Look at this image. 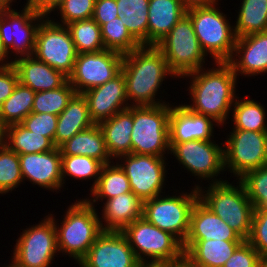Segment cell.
Here are the masks:
<instances>
[{
    "label": "cell",
    "mask_w": 267,
    "mask_h": 267,
    "mask_svg": "<svg viewBox=\"0 0 267 267\" xmlns=\"http://www.w3.org/2000/svg\"><path fill=\"white\" fill-rule=\"evenodd\" d=\"M213 64L211 68L203 67L182 77L191 81L186 91L192 100L183 105L194 113L213 118L222 127L229 123L226 121L239 96L236 94L238 79L228 62Z\"/></svg>",
    "instance_id": "6da1fadb"
},
{
    "label": "cell",
    "mask_w": 267,
    "mask_h": 267,
    "mask_svg": "<svg viewBox=\"0 0 267 267\" xmlns=\"http://www.w3.org/2000/svg\"><path fill=\"white\" fill-rule=\"evenodd\" d=\"M121 71L125 79L129 106H155L170 103L157 97L158 94H163L160 91L162 84H165L163 81L167 80L168 76L176 80L177 77L169 69L167 60L156 46L141 45L125 54Z\"/></svg>",
    "instance_id": "7a4b0ae2"
},
{
    "label": "cell",
    "mask_w": 267,
    "mask_h": 267,
    "mask_svg": "<svg viewBox=\"0 0 267 267\" xmlns=\"http://www.w3.org/2000/svg\"><path fill=\"white\" fill-rule=\"evenodd\" d=\"M67 207L60 224L55 215L50 213L48 216L56 227L59 254L62 253L63 257L66 255L65 257L73 258L75 263H79L103 232L98 215L100 212L85 198H76L74 203Z\"/></svg>",
    "instance_id": "3957f363"
},
{
    "label": "cell",
    "mask_w": 267,
    "mask_h": 267,
    "mask_svg": "<svg viewBox=\"0 0 267 267\" xmlns=\"http://www.w3.org/2000/svg\"><path fill=\"white\" fill-rule=\"evenodd\" d=\"M234 181L236 180L231 183L226 180L221 183L207 184V188L198 187V197L215 215L247 240L255 209L243 184L239 180L236 183Z\"/></svg>",
    "instance_id": "277c9868"
},
{
    "label": "cell",
    "mask_w": 267,
    "mask_h": 267,
    "mask_svg": "<svg viewBox=\"0 0 267 267\" xmlns=\"http://www.w3.org/2000/svg\"><path fill=\"white\" fill-rule=\"evenodd\" d=\"M121 232L142 265L162 266L184 259L182 243L171 233L161 230L143 217Z\"/></svg>",
    "instance_id": "5b68a950"
},
{
    "label": "cell",
    "mask_w": 267,
    "mask_h": 267,
    "mask_svg": "<svg viewBox=\"0 0 267 267\" xmlns=\"http://www.w3.org/2000/svg\"><path fill=\"white\" fill-rule=\"evenodd\" d=\"M219 4L190 8L186 14L205 54L210 55L214 62H227L233 54L237 37L234 25L229 22L231 19L218 8Z\"/></svg>",
    "instance_id": "8992f818"
},
{
    "label": "cell",
    "mask_w": 267,
    "mask_h": 267,
    "mask_svg": "<svg viewBox=\"0 0 267 267\" xmlns=\"http://www.w3.org/2000/svg\"><path fill=\"white\" fill-rule=\"evenodd\" d=\"M170 110V103L155 106H133L131 153L156 157L169 156Z\"/></svg>",
    "instance_id": "52a82bcc"
},
{
    "label": "cell",
    "mask_w": 267,
    "mask_h": 267,
    "mask_svg": "<svg viewBox=\"0 0 267 267\" xmlns=\"http://www.w3.org/2000/svg\"><path fill=\"white\" fill-rule=\"evenodd\" d=\"M175 192L171 196L164 193L144 201L143 218L171 233L183 244L189 232L192 209L199 199L198 190L193 187L190 192L181 190L180 193L177 189Z\"/></svg>",
    "instance_id": "ba28073f"
},
{
    "label": "cell",
    "mask_w": 267,
    "mask_h": 267,
    "mask_svg": "<svg viewBox=\"0 0 267 267\" xmlns=\"http://www.w3.org/2000/svg\"><path fill=\"white\" fill-rule=\"evenodd\" d=\"M156 47L168 62L177 78L205 67L208 56L202 50L193 23L186 14Z\"/></svg>",
    "instance_id": "9c48e42d"
},
{
    "label": "cell",
    "mask_w": 267,
    "mask_h": 267,
    "mask_svg": "<svg viewBox=\"0 0 267 267\" xmlns=\"http://www.w3.org/2000/svg\"><path fill=\"white\" fill-rule=\"evenodd\" d=\"M220 144V145H219ZM216 140H191L181 143H169L170 154L176 158L179 166L200 179V184L194 183V188L202 186V181L209 184L221 183L223 180L219 175L225 172L223 141ZM182 165V166H181ZM220 177V178H219ZM211 180V181H210Z\"/></svg>",
    "instance_id": "30bf717a"
},
{
    "label": "cell",
    "mask_w": 267,
    "mask_h": 267,
    "mask_svg": "<svg viewBox=\"0 0 267 267\" xmlns=\"http://www.w3.org/2000/svg\"><path fill=\"white\" fill-rule=\"evenodd\" d=\"M23 6L19 12L17 9L0 11V38L10 58L13 54L12 61L33 55L38 27L46 18L30 5V0Z\"/></svg>",
    "instance_id": "8fae6325"
},
{
    "label": "cell",
    "mask_w": 267,
    "mask_h": 267,
    "mask_svg": "<svg viewBox=\"0 0 267 267\" xmlns=\"http://www.w3.org/2000/svg\"><path fill=\"white\" fill-rule=\"evenodd\" d=\"M223 143L224 169L240 179L267 165V132L231 129Z\"/></svg>",
    "instance_id": "7c38bea8"
},
{
    "label": "cell",
    "mask_w": 267,
    "mask_h": 267,
    "mask_svg": "<svg viewBox=\"0 0 267 267\" xmlns=\"http://www.w3.org/2000/svg\"><path fill=\"white\" fill-rule=\"evenodd\" d=\"M20 233L11 258L24 267H50L59 255L54 221L46 215Z\"/></svg>",
    "instance_id": "4fadbf2b"
},
{
    "label": "cell",
    "mask_w": 267,
    "mask_h": 267,
    "mask_svg": "<svg viewBox=\"0 0 267 267\" xmlns=\"http://www.w3.org/2000/svg\"><path fill=\"white\" fill-rule=\"evenodd\" d=\"M166 160V157L130 153L120 156L115 162L126 174L131 191L144 202L166 193L164 189L169 170Z\"/></svg>",
    "instance_id": "5bb4252c"
},
{
    "label": "cell",
    "mask_w": 267,
    "mask_h": 267,
    "mask_svg": "<svg viewBox=\"0 0 267 267\" xmlns=\"http://www.w3.org/2000/svg\"><path fill=\"white\" fill-rule=\"evenodd\" d=\"M50 18L46 17L38 27L33 56L69 76L78 53L69 29Z\"/></svg>",
    "instance_id": "9a60e30c"
},
{
    "label": "cell",
    "mask_w": 267,
    "mask_h": 267,
    "mask_svg": "<svg viewBox=\"0 0 267 267\" xmlns=\"http://www.w3.org/2000/svg\"><path fill=\"white\" fill-rule=\"evenodd\" d=\"M123 56L107 49L77 54L68 81L77 94L103 85L121 72Z\"/></svg>",
    "instance_id": "2e32d148"
},
{
    "label": "cell",
    "mask_w": 267,
    "mask_h": 267,
    "mask_svg": "<svg viewBox=\"0 0 267 267\" xmlns=\"http://www.w3.org/2000/svg\"><path fill=\"white\" fill-rule=\"evenodd\" d=\"M79 263L83 267L143 266L121 231H103Z\"/></svg>",
    "instance_id": "e0dca14e"
},
{
    "label": "cell",
    "mask_w": 267,
    "mask_h": 267,
    "mask_svg": "<svg viewBox=\"0 0 267 267\" xmlns=\"http://www.w3.org/2000/svg\"><path fill=\"white\" fill-rule=\"evenodd\" d=\"M19 161L23 183L29 181L53 193H59L63 188L60 148L43 153L19 154Z\"/></svg>",
    "instance_id": "ac0fdd59"
},
{
    "label": "cell",
    "mask_w": 267,
    "mask_h": 267,
    "mask_svg": "<svg viewBox=\"0 0 267 267\" xmlns=\"http://www.w3.org/2000/svg\"><path fill=\"white\" fill-rule=\"evenodd\" d=\"M227 62L237 78L265 75L263 73H267V31L237 37L233 54Z\"/></svg>",
    "instance_id": "d6986e66"
},
{
    "label": "cell",
    "mask_w": 267,
    "mask_h": 267,
    "mask_svg": "<svg viewBox=\"0 0 267 267\" xmlns=\"http://www.w3.org/2000/svg\"><path fill=\"white\" fill-rule=\"evenodd\" d=\"M87 102L94 124H99L129 107L122 71L103 85L82 94Z\"/></svg>",
    "instance_id": "ffe728a7"
},
{
    "label": "cell",
    "mask_w": 267,
    "mask_h": 267,
    "mask_svg": "<svg viewBox=\"0 0 267 267\" xmlns=\"http://www.w3.org/2000/svg\"><path fill=\"white\" fill-rule=\"evenodd\" d=\"M221 125L213 118L194 113L183 103L171 105L169 115V143L191 140H214V128Z\"/></svg>",
    "instance_id": "44dd1931"
},
{
    "label": "cell",
    "mask_w": 267,
    "mask_h": 267,
    "mask_svg": "<svg viewBox=\"0 0 267 267\" xmlns=\"http://www.w3.org/2000/svg\"><path fill=\"white\" fill-rule=\"evenodd\" d=\"M210 239L245 241L198 199L191 212L189 232L184 243H196L198 240Z\"/></svg>",
    "instance_id": "7402d4cb"
},
{
    "label": "cell",
    "mask_w": 267,
    "mask_h": 267,
    "mask_svg": "<svg viewBox=\"0 0 267 267\" xmlns=\"http://www.w3.org/2000/svg\"><path fill=\"white\" fill-rule=\"evenodd\" d=\"M20 84L35 92L48 91L63 86L68 76L30 55L13 61Z\"/></svg>",
    "instance_id": "603a6c76"
},
{
    "label": "cell",
    "mask_w": 267,
    "mask_h": 267,
    "mask_svg": "<svg viewBox=\"0 0 267 267\" xmlns=\"http://www.w3.org/2000/svg\"><path fill=\"white\" fill-rule=\"evenodd\" d=\"M144 202L132 191L103 202L99 217L103 231H122L143 217ZM104 222V223H103Z\"/></svg>",
    "instance_id": "cb8c5ba5"
},
{
    "label": "cell",
    "mask_w": 267,
    "mask_h": 267,
    "mask_svg": "<svg viewBox=\"0 0 267 267\" xmlns=\"http://www.w3.org/2000/svg\"><path fill=\"white\" fill-rule=\"evenodd\" d=\"M243 242L210 239L183 243L184 259L193 267H223Z\"/></svg>",
    "instance_id": "d4e9b609"
},
{
    "label": "cell",
    "mask_w": 267,
    "mask_h": 267,
    "mask_svg": "<svg viewBox=\"0 0 267 267\" xmlns=\"http://www.w3.org/2000/svg\"><path fill=\"white\" fill-rule=\"evenodd\" d=\"M180 0H149L148 46H156L186 15Z\"/></svg>",
    "instance_id": "484cf974"
},
{
    "label": "cell",
    "mask_w": 267,
    "mask_h": 267,
    "mask_svg": "<svg viewBox=\"0 0 267 267\" xmlns=\"http://www.w3.org/2000/svg\"><path fill=\"white\" fill-rule=\"evenodd\" d=\"M98 125L103 133L108 154L113 161L131 153L133 106L116 113Z\"/></svg>",
    "instance_id": "4316f807"
},
{
    "label": "cell",
    "mask_w": 267,
    "mask_h": 267,
    "mask_svg": "<svg viewBox=\"0 0 267 267\" xmlns=\"http://www.w3.org/2000/svg\"><path fill=\"white\" fill-rule=\"evenodd\" d=\"M94 125L88 108V102L82 94H75L67 107L58 115L54 145L60 148L75 134Z\"/></svg>",
    "instance_id": "83f0119b"
},
{
    "label": "cell",
    "mask_w": 267,
    "mask_h": 267,
    "mask_svg": "<svg viewBox=\"0 0 267 267\" xmlns=\"http://www.w3.org/2000/svg\"><path fill=\"white\" fill-rule=\"evenodd\" d=\"M61 155H84L104 164L112 163L103 133L98 124L75 134L60 147Z\"/></svg>",
    "instance_id": "f1b7e54d"
},
{
    "label": "cell",
    "mask_w": 267,
    "mask_h": 267,
    "mask_svg": "<svg viewBox=\"0 0 267 267\" xmlns=\"http://www.w3.org/2000/svg\"><path fill=\"white\" fill-rule=\"evenodd\" d=\"M0 142L17 154L43 153L56 148L50 138L28 130L21 123L3 128Z\"/></svg>",
    "instance_id": "f546056e"
},
{
    "label": "cell",
    "mask_w": 267,
    "mask_h": 267,
    "mask_svg": "<svg viewBox=\"0 0 267 267\" xmlns=\"http://www.w3.org/2000/svg\"><path fill=\"white\" fill-rule=\"evenodd\" d=\"M128 192H131L129 180L122 168L113 161L103 166L97 184L90 191V198L85 199L91 205L97 207V204H101L104 200ZM100 201L101 203H98Z\"/></svg>",
    "instance_id": "4dcf8cb0"
},
{
    "label": "cell",
    "mask_w": 267,
    "mask_h": 267,
    "mask_svg": "<svg viewBox=\"0 0 267 267\" xmlns=\"http://www.w3.org/2000/svg\"><path fill=\"white\" fill-rule=\"evenodd\" d=\"M118 16L131 36L140 44L148 46L149 0H116Z\"/></svg>",
    "instance_id": "1f68e13d"
},
{
    "label": "cell",
    "mask_w": 267,
    "mask_h": 267,
    "mask_svg": "<svg viewBox=\"0 0 267 267\" xmlns=\"http://www.w3.org/2000/svg\"><path fill=\"white\" fill-rule=\"evenodd\" d=\"M242 97H236L231 109L232 129L267 132V110L264 105L251 96Z\"/></svg>",
    "instance_id": "d6a6232c"
},
{
    "label": "cell",
    "mask_w": 267,
    "mask_h": 267,
    "mask_svg": "<svg viewBox=\"0 0 267 267\" xmlns=\"http://www.w3.org/2000/svg\"><path fill=\"white\" fill-rule=\"evenodd\" d=\"M240 2L236 21H233L236 37L267 31V0Z\"/></svg>",
    "instance_id": "836d02e7"
},
{
    "label": "cell",
    "mask_w": 267,
    "mask_h": 267,
    "mask_svg": "<svg viewBox=\"0 0 267 267\" xmlns=\"http://www.w3.org/2000/svg\"><path fill=\"white\" fill-rule=\"evenodd\" d=\"M35 91L18 82L12 94L0 106V131L21 123L31 112Z\"/></svg>",
    "instance_id": "e575fe53"
},
{
    "label": "cell",
    "mask_w": 267,
    "mask_h": 267,
    "mask_svg": "<svg viewBox=\"0 0 267 267\" xmlns=\"http://www.w3.org/2000/svg\"><path fill=\"white\" fill-rule=\"evenodd\" d=\"M104 165L102 161L84 155H61L63 187L65 186V180L68 179V176L76 180H81V182L83 180H87L88 182L92 179L94 182H92L89 189L91 191L97 184Z\"/></svg>",
    "instance_id": "d590c367"
},
{
    "label": "cell",
    "mask_w": 267,
    "mask_h": 267,
    "mask_svg": "<svg viewBox=\"0 0 267 267\" xmlns=\"http://www.w3.org/2000/svg\"><path fill=\"white\" fill-rule=\"evenodd\" d=\"M66 27L78 54L105 50L101 28L93 18L71 22Z\"/></svg>",
    "instance_id": "8d00e7d4"
},
{
    "label": "cell",
    "mask_w": 267,
    "mask_h": 267,
    "mask_svg": "<svg viewBox=\"0 0 267 267\" xmlns=\"http://www.w3.org/2000/svg\"><path fill=\"white\" fill-rule=\"evenodd\" d=\"M75 94L76 92L69 81L59 88L36 92L32 112L59 115Z\"/></svg>",
    "instance_id": "74e56055"
},
{
    "label": "cell",
    "mask_w": 267,
    "mask_h": 267,
    "mask_svg": "<svg viewBox=\"0 0 267 267\" xmlns=\"http://www.w3.org/2000/svg\"><path fill=\"white\" fill-rule=\"evenodd\" d=\"M100 28L104 47L107 50L125 55L141 46L128 32L120 17L111 20Z\"/></svg>",
    "instance_id": "f35d334b"
},
{
    "label": "cell",
    "mask_w": 267,
    "mask_h": 267,
    "mask_svg": "<svg viewBox=\"0 0 267 267\" xmlns=\"http://www.w3.org/2000/svg\"><path fill=\"white\" fill-rule=\"evenodd\" d=\"M22 182L19 154L0 142V195L16 191Z\"/></svg>",
    "instance_id": "ab89813d"
},
{
    "label": "cell",
    "mask_w": 267,
    "mask_h": 267,
    "mask_svg": "<svg viewBox=\"0 0 267 267\" xmlns=\"http://www.w3.org/2000/svg\"><path fill=\"white\" fill-rule=\"evenodd\" d=\"M254 209L267 210V165L245 173L238 179Z\"/></svg>",
    "instance_id": "60d3db41"
},
{
    "label": "cell",
    "mask_w": 267,
    "mask_h": 267,
    "mask_svg": "<svg viewBox=\"0 0 267 267\" xmlns=\"http://www.w3.org/2000/svg\"><path fill=\"white\" fill-rule=\"evenodd\" d=\"M96 0H65L54 12H58L60 21H56L52 17V21L56 24L66 26L71 22L90 19L93 16ZM54 19V20H53Z\"/></svg>",
    "instance_id": "b9f144b4"
},
{
    "label": "cell",
    "mask_w": 267,
    "mask_h": 267,
    "mask_svg": "<svg viewBox=\"0 0 267 267\" xmlns=\"http://www.w3.org/2000/svg\"><path fill=\"white\" fill-rule=\"evenodd\" d=\"M247 241L261 257H267V210L255 209Z\"/></svg>",
    "instance_id": "7bdbcfd3"
},
{
    "label": "cell",
    "mask_w": 267,
    "mask_h": 267,
    "mask_svg": "<svg viewBox=\"0 0 267 267\" xmlns=\"http://www.w3.org/2000/svg\"><path fill=\"white\" fill-rule=\"evenodd\" d=\"M58 115L31 112L21 124L28 130L42 134L54 142Z\"/></svg>",
    "instance_id": "ee69618b"
},
{
    "label": "cell",
    "mask_w": 267,
    "mask_h": 267,
    "mask_svg": "<svg viewBox=\"0 0 267 267\" xmlns=\"http://www.w3.org/2000/svg\"><path fill=\"white\" fill-rule=\"evenodd\" d=\"M260 258L258 251L245 240L224 263L223 267H258Z\"/></svg>",
    "instance_id": "f6af8a7d"
},
{
    "label": "cell",
    "mask_w": 267,
    "mask_h": 267,
    "mask_svg": "<svg viewBox=\"0 0 267 267\" xmlns=\"http://www.w3.org/2000/svg\"><path fill=\"white\" fill-rule=\"evenodd\" d=\"M118 7L116 0H96L92 18L101 27L102 25L116 19Z\"/></svg>",
    "instance_id": "bcb514c9"
},
{
    "label": "cell",
    "mask_w": 267,
    "mask_h": 267,
    "mask_svg": "<svg viewBox=\"0 0 267 267\" xmlns=\"http://www.w3.org/2000/svg\"><path fill=\"white\" fill-rule=\"evenodd\" d=\"M18 82V74L13 66L0 67V106L12 94Z\"/></svg>",
    "instance_id": "7dc6e473"
},
{
    "label": "cell",
    "mask_w": 267,
    "mask_h": 267,
    "mask_svg": "<svg viewBox=\"0 0 267 267\" xmlns=\"http://www.w3.org/2000/svg\"><path fill=\"white\" fill-rule=\"evenodd\" d=\"M65 0H30L32 5L38 12L49 17L51 13Z\"/></svg>",
    "instance_id": "c3c4849f"
},
{
    "label": "cell",
    "mask_w": 267,
    "mask_h": 267,
    "mask_svg": "<svg viewBox=\"0 0 267 267\" xmlns=\"http://www.w3.org/2000/svg\"><path fill=\"white\" fill-rule=\"evenodd\" d=\"M184 7L188 10L194 7L210 6L221 0H180Z\"/></svg>",
    "instance_id": "681fc988"
},
{
    "label": "cell",
    "mask_w": 267,
    "mask_h": 267,
    "mask_svg": "<svg viewBox=\"0 0 267 267\" xmlns=\"http://www.w3.org/2000/svg\"><path fill=\"white\" fill-rule=\"evenodd\" d=\"M12 64L13 61L10 59L7 50L3 47L0 38V67H10Z\"/></svg>",
    "instance_id": "f907efd6"
},
{
    "label": "cell",
    "mask_w": 267,
    "mask_h": 267,
    "mask_svg": "<svg viewBox=\"0 0 267 267\" xmlns=\"http://www.w3.org/2000/svg\"><path fill=\"white\" fill-rule=\"evenodd\" d=\"M15 2H17V0H0V11L1 10H13L14 6L12 8V5Z\"/></svg>",
    "instance_id": "816d5d0a"
},
{
    "label": "cell",
    "mask_w": 267,
    "mask_h": 267,
    "mask_svg": "<svg viewBox=\"0 0 267 267\" xmlns=\"http://www.w3.org/2000/svg\"><path fill=\"white\" fill-rule=\"evenodd\" d=\"M164 267H193V266L190 265L185 259H183L182 261L177 262V263L164 265Z\"/></svg>",
    "instance_id": "f5cc1de1"
},
{
    "label": "cell",
    "mask_w": 267,
    "mask_h": 267,
    "mask_svg": "<svg viewBox=\"0 0 267 267\" xmlns=\"http://www.w3.org/2000/svg\"><path fill=\"white\" fill-rule=\"evenodd\" d=\"M258 267H267V257H261Z\"/></svg>",
    "instance_id": "db71d44e"
},
{
    "label": "cell",
    "mask_w": 267,
    "mask_h": 267,
    "mask_svg": "<svg viewBox=\"0 0 267 267\" xmlns=\"http://www.w3.org/2000/svg\"><path fill=\"white\" fill-rule=\"evenodd\" d=\"M8 267H24L19 264H17L13 259H11V262H8Z\"/></svg>",
    "instance_id": "11a10c76"
},
{
    "label": "cell",
    "mask_w": 267,
    "mask_h": 267,
    "mask_svg": "<svg viewBox=\"0 0 267 267\" xmlns=\"http://www.w3.org/2000/svg\"><path fill=\"white\" fill-rule=\"evenodd\" d=\"M142 267H164V265L162 266L143 265Z\"/></svg>",
    "instance_id": "9f6ffc18"
},
{
    "label": "cell",
    "mask_w": 267,
    "mask_h": 267,
    "mask_svg": "<svg viewBox=\"0 0 267 267\" xmlns=\"http://www.w3.org/2000/svg\"><path fill=\"white\" fill-rule=\"evenodd\" d=\"M75 265L77 264L79 267H83L80 263H74Z\"/></svg>",
    "instance_id": "6f0895ef"
}]
</instances>
